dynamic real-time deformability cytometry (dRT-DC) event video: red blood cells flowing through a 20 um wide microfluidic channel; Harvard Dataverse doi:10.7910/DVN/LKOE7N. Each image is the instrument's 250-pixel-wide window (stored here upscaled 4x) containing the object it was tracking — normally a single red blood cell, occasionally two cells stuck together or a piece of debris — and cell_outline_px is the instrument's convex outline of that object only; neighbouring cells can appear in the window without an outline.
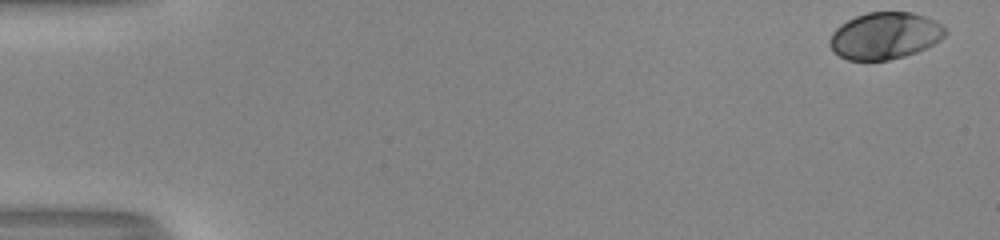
{"species": "human", "species_latin": "Homo sapiens", "temperature_condition": "room temperature", "stored_images_in_passage": 15, "camera_frame_rate_fps": 3000, "um_per_image_px": 0.085, "donor": {"sex": "male"}, "frame": {"image": 1, "passage_image": 1, "time_ms": 0.0, "image_size_px": [1000, 240], "cell_outline_px": [[948, 32], [940, 40], [916, 52], [904, 56], [888, 60], [848, 60], [832, 52], [828, 44], [828, 40], [832, 32], [840, 24], [856, 16], [868, 12], [912, 12], [924, 16], [940, 24]], "centroid_in_image_um": [75.16, 3.04], "position_along_channel_um": 9.8, "area_um2": 31.5}}